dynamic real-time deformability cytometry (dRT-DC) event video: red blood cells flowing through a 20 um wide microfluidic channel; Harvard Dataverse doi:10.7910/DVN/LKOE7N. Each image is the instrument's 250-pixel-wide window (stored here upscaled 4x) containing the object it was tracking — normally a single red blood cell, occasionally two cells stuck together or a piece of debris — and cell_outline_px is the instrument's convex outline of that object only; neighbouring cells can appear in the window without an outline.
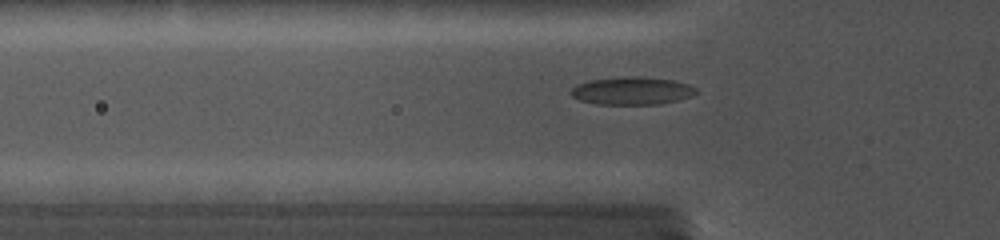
{"species": "common noctule bat (a hibernating species)", "species_latin": "Nyctalus noctula", "temperature_condition": "cold", "stored_images_in_passage": 88, "camera_frame_rate_fps": 5000, "um_per_image_px": 0.085, "animal": {"sex": "female", "body_mass_g": 19.0, "forearm_length_mm": 56.7}, "frame": {"image": 1, "passage_image": 30, "time_ms": 5.6, "image_size_px": [1000, 240], "cell_outline_px": [[696, 92], [688, 96], [676, 100], [660, 104], [600, 104], [580, 100], [572, 96], [572, 88], [588, 80], [620, 76], [640, 76], [672, 80], [688, 84], [696, 88]], "centroid_in_image_um": [53.7, 7.7], "position_along_channel_um": 72.1, "area_um2": 20.0}}
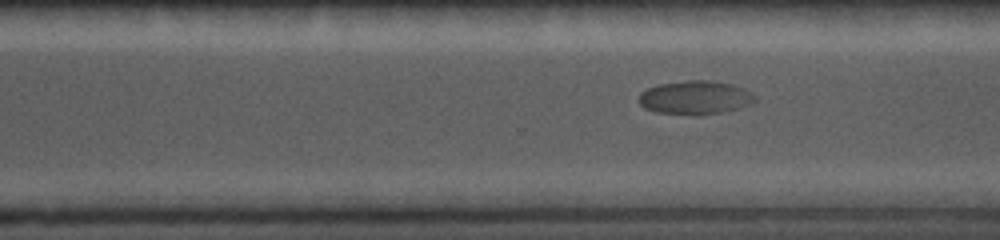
{"frame": {"image": 2, "passage_image": 59, "time_ms": 12.2, "image_size_px": [1000, 240], "cell_outline_px": [[752, 100], [748, 104], [724, 112], [656, 112], [644, 108], [640, 104], [640, 92], [648, 88], [660, 84], [688, 80], [708, 80], [728, 84], [740, 88], [748, 92], [752, 96]], "centroid_in_image_um": [58.99, 8.25], "position_along_channel_um": 311.6, "area_um2": 21.27}}
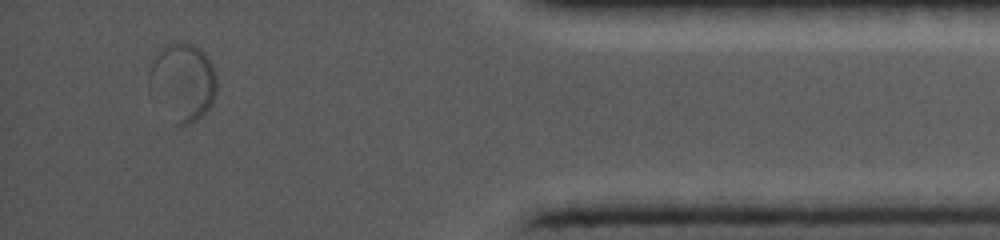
{"frame": {"image": 3, "passage_image": 81, "time_ms": 16.0, "image_size_px": [1000, 240], "cell_outline_px": [[216, 92], [212, 104], [196, 120], [188, 124], [176, 124], [148, 88], [148, 76], [152, 64], [156, 56], [168, 44], [176, 40], [180, 40], [192, 44], [200, 48], [204, 52], [212, 64], [216, 80]], "centroid_in_image_um": [15.54, 6.92], "position_along_channel_um": 419.7, "area_um2": 30.17}}